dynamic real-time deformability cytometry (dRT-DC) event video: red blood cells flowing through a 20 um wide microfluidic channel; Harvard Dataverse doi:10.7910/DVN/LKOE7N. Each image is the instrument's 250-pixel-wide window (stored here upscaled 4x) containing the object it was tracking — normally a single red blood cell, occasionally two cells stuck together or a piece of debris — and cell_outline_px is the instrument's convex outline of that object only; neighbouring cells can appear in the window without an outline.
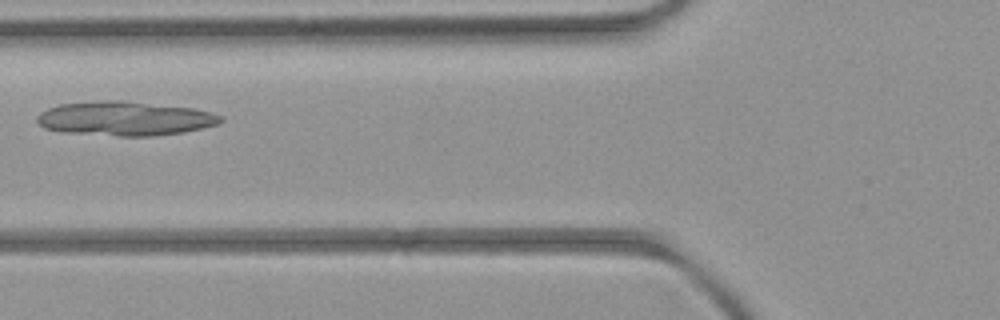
{"species": "common noctule bat (a hibernating species)", "species_latin": "Nyctalus noctula", "temperature_condition": "room temperature", "stored_images_in_passage": 5, "camera_frame_rate_fps": 3000, "um_per_image_px": 0.085, "animal": {"sex": "female", "body_mass_g": 21.9}, "frame": {"image": 1, "passage_image": 4, "time_ms": 3.667, "image_size_px": [1000, 320], "cell_outline_px": [[224, 120], [220, 124], [204, 128], [184, 132], [152, 136], [120, 136], [64, 132], [44, 128], [36, 120], [36, 116], [40, 112], [48, 108], [60, 104], [104, 100], [120, 100], [192, 108], [212, 112], [224, 116]], "centroid_in_image_um": [10.66, 10.08], "position_along_channel_um": 115.1, "area_um2": 36.76}}
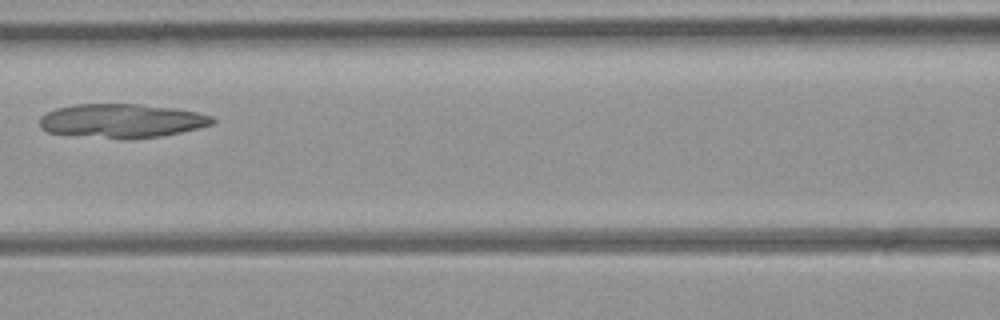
{"frame": {"image": 2, "passage_image": 5, "time_ms": 4.667, "image_size_px": [1000, 320], "cell_outline_px": [[216, 120], [212, 124], [200, 128], [160, 136], [128, 140], [120, 140], [48, 132], [40, 128], [40, 116], [56, 108], [72, 104], [140, 104], [172, 108], [196, 112], [212, 116]], "centroid_in_image_um": [10.34, 10.28], "position_along_channel_um": 156.3, "area_um2": 34.39}}